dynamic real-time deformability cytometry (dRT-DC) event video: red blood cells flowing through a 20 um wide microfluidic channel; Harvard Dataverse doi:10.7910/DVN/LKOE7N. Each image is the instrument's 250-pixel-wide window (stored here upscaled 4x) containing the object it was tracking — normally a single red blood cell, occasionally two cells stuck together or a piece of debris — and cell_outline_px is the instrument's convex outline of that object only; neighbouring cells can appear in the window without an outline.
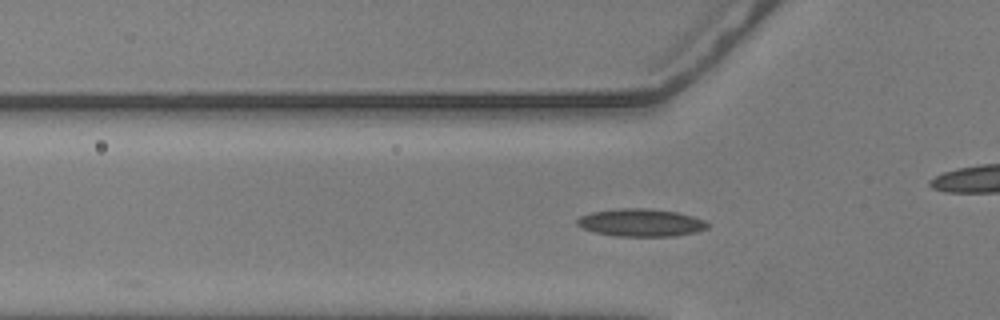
{"species": "common noctule bat (a hibernating species)", "species_latin": "Nyctalus noctula", "temperature_condition": "warm", "stored_images_in_passage": 28, "camera_frame_rate_fps": 3000, "um_per_image_px": 0.085, "animal": {"sex": "male", "body_mass_g": 20.5, "forearm_length_mm": 52.5}, "frame": {"image": 1, "passage_image": 4, "time_ms": 1.0, "image_size_px": [1000, 320], "cell_outline_px": [[708, 228], [696, 232], [676, 236], [616, 236], [596, 232], [580, 228], [576, 224], [576, 220], [580, 216], [592, 212], [620, 208], [648, 208], [676, 212], [692, 216], [704, 220], [708, 224]], "centroid_in_image_um": [54.46, 18.92], "position_along_channel_um": 71.3, "area_um2": 21.04}}
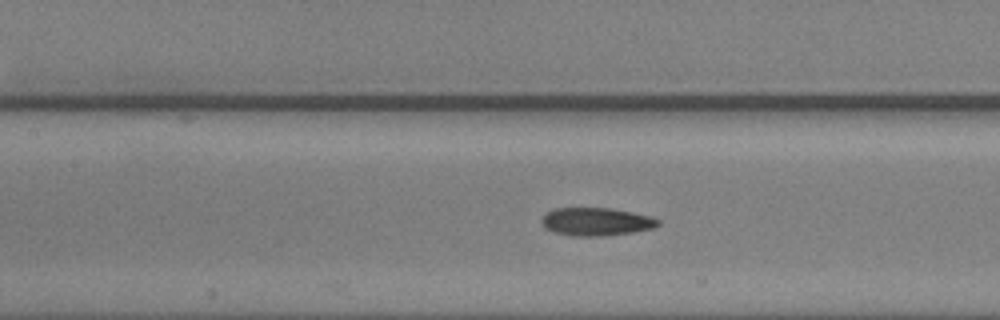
{"frame": {"image": 2, "passage_image": 11, "time_ms": 3.333, "image_size_px": [1000, 320], "cell_outline_px": [[660, 224], [652, 228], [632, 232], [600, 236], [572, 236], [552, 232], [544, 228], [540, 220], [548, 212], [556, 208], [612, 208], [652, 216], [660, 220]], "centroid_in_image_um": [50.67, 18.84], "position_along_channel_um": 156.7, "area_um2": 19.07}}
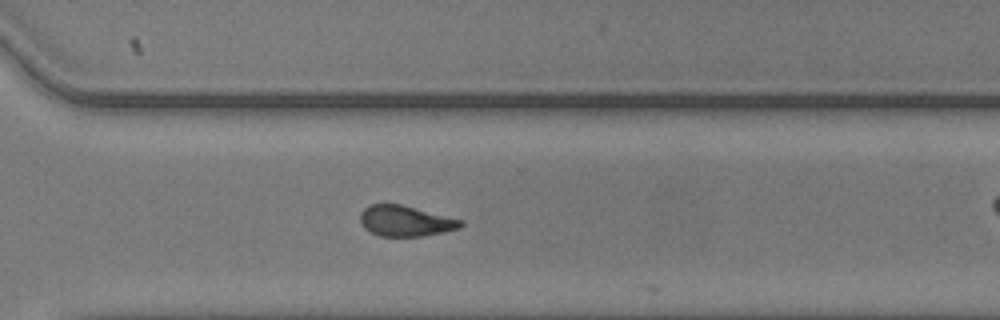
{"frame": {"image": 3, "passage_image": 26, "time_ms": 8.333, "image_size_px": [1000, 320], "cell_outline_px": [[464, 224], [460, 228], [444, 232], [424, 236], [380, 236], [368, 232], [360, 224], [360, 212], [368, 204], [400, 204], [464, 220]], "centroid_in_image_um": [34.45, 18.79], "position_along_channel_um": 336.2, "area_um2": 18.21}}